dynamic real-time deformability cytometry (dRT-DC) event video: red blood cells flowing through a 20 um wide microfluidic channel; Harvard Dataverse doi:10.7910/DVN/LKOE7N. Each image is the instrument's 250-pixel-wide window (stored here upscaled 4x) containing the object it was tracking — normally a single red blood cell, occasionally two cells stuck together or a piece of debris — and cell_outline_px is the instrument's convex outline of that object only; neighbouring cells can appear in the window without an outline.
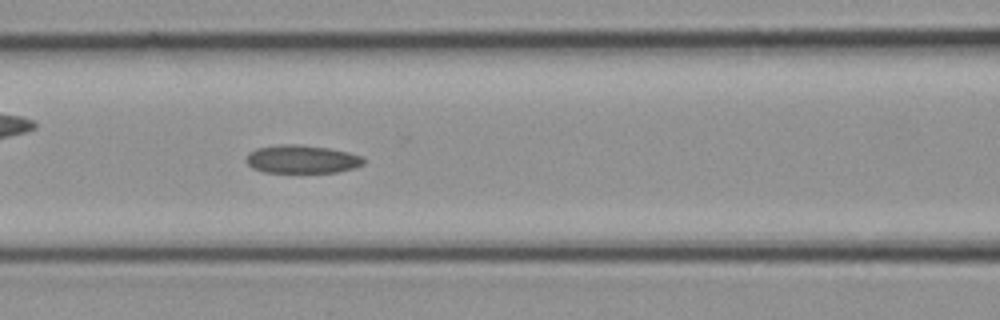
{"species": "common noctule bat (a hibernating species)", "species_latin": "Nyctalus noctula", "temperature_condition": "cold", "stored_images_in_passage": 10, "segment_of_instrument_passage": [1, 2], "camera_frame_rate_fps": 3000, "um_per_image_px": 0.085, "animal": {"sex": "female", "body_mass_g": 21.9}, "frame": {"image": 1, "passage_image": 9, "time_ms": 2.667, "image_size_px": [1000, 320], "cell_outline_px": [[364, 164], [356, 168], [336, 172], [264, 172], [252, 168], [244, 160], [248, 152], [256, 148], [280, 144], [296, 144], [328, 148], [348, 152], [364, 156]], "centroid_in_image_um": [25.65, 13.53], "position_along_channel_um": 140.9, "area_um2": 19.48}}